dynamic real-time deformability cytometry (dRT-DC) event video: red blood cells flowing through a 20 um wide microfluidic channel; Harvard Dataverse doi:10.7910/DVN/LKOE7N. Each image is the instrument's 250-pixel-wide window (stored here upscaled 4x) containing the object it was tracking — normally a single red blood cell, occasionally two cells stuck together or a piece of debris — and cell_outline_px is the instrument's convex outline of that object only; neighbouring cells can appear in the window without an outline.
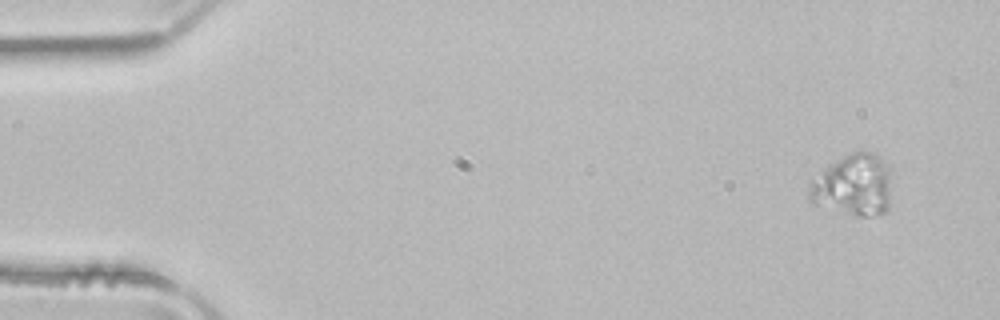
{"species": "common noctule bat (a hibernating species)", "species_latin": "Nyctalus noctula", "temperature_condition": "room temperature", "stored_images_in_passage": 7, "camera_frame_rate_fps": 3000, "um_per_image_px": 0.085, "animal": {"sex": "male", "body_mass_g": 21.5, "forearm_length_mm": 52.0}, "frame": {"image": 1, "passage_image": 1, "time_ms": 0.0, "image_size_px": [1000, 320], "cell_outline_px": [[888, 208], [884, 212], [868, 216], [856, 216], [816, 204], [808, 200], [808, 180], [844, 156], [852, 152], [872, 152], [880, 156], [888, 164]], "centroid_in_image_um": [72.48, 15.74], "position_along_channel_um": 12.5, "area_um2": 29.19}}